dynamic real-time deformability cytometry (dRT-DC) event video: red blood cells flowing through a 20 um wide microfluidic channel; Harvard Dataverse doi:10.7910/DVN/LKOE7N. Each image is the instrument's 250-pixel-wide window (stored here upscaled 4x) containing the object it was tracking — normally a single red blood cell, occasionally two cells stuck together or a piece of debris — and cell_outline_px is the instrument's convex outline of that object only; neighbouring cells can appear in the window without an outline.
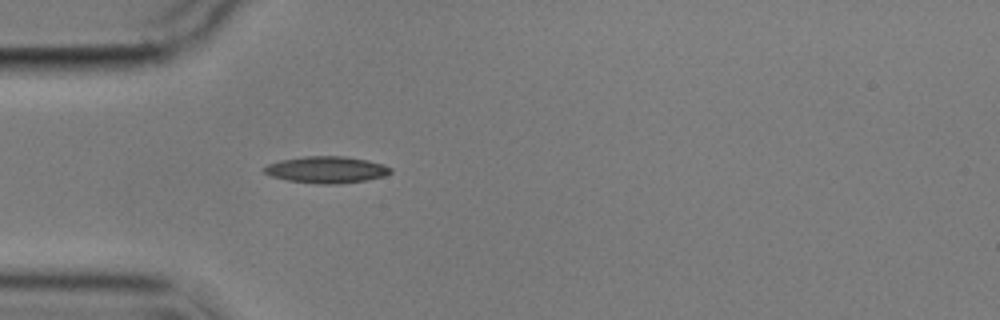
{"species": "common noctule bat (a hibernating species)", "species_latin": "Nyctalus noctula", "temperature_condition": "cold", "stored_images_in_passage": 4, "camera_frame_rate_fps": 3000, "um_per_image_px": 0.085, "animal": {"sex": "male", "body_mass_g": 17.9}, "frame": {"image": 1, "passage_image": 4, "time_ms": 3.667, "image_size_px": [1000, 320], "cell_outline_px": [[392, 172], [384, 176], [364, 180], [336, 184], [324, 184], [288, 180], [272, 176], [264, 172], [260, 168], [268, 164], [280, 160], [304, 156], [344, 156], [368, 160], [384, 164], [392, 168]], "centroid_in_image_um": [27.75, 14.41], "position_along_channel_um": 57.3, "area_um2": 19.59}}